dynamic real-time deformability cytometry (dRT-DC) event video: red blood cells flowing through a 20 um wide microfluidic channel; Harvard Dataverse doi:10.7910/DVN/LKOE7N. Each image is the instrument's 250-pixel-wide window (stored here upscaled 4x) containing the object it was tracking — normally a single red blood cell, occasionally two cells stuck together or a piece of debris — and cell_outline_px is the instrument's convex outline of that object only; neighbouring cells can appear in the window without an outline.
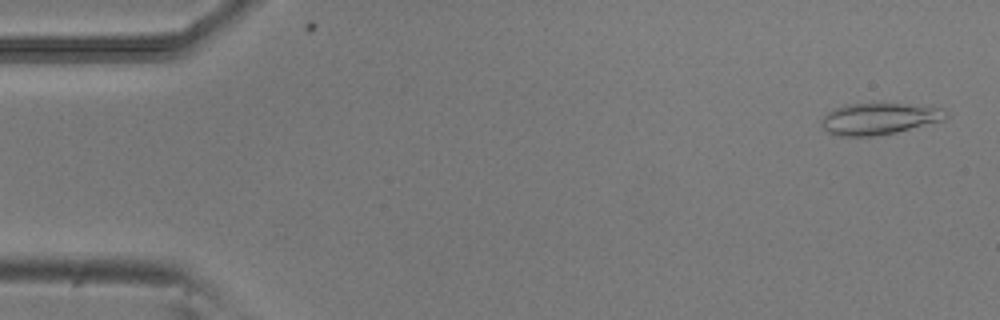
{"species": "common noctule bat (a hibernating species)", "species_latin": "Nyctalus noctula", "temperature_condition": "room temperature", "stored_images_in_passage": 51, "camera_frame_rate_fps": 3000, "um_per_image_px": 0.085, "animal": {"sex": "male", "body_mass_g": 20.5, "forearm_length_mm": 52.5}, "frame": {"image": 1, "passage_image": 2, "time_ms": 0.333, "image_size_px": [1000, 320], "cell_outline_px": [[948, 116], [944, 120], [896, 132], [876, 136], [840, 136], [828, 132], [820, 124], [820, 120], [828, 112], [844, 104], [904, 104], [940, 108], [948, 112]], "centroid_in_image_um": [74.7, 10.1], "position_along_channel_um": 10.3, "area_um2": 22.66}}
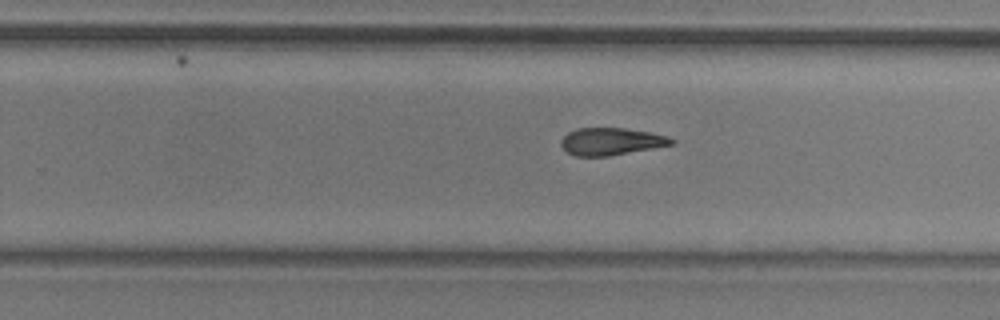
{"frame": {"image": 2, "passage_image": 32, "time_ms": 10.333, "image_size_px": [1000, 320], "cell_outline_px": [[676, 144], [608, 156], [576, 156], [568, 152], [560, 144], [560, 140], [568, 132], [576, 128], [624, 128], [648, 132], [668, 136], [676, 140]], "centroid_in_image_um": [51.96, 12.02], "position_along_channel_um": 277.8, "area_um2": 17.57}}
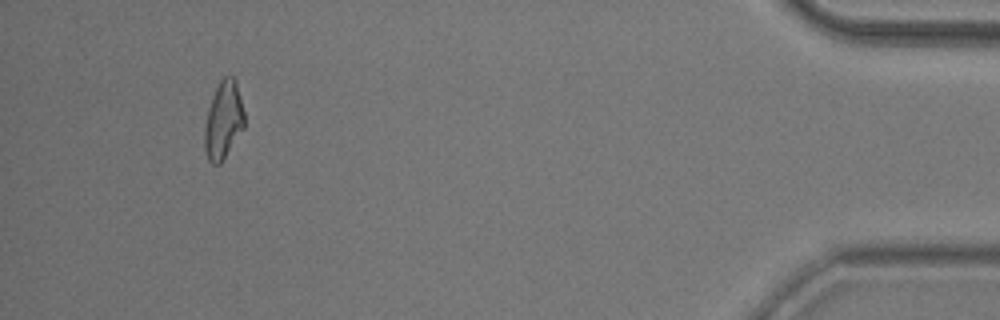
{"frame": {"image": 3, "passage_image": 48, "time_ms": 15.667, "image_size_px": [1000, 320], "cell_outline_px": [[244, 128], [220, 164], [212, 164], [208, 160], [204, 148], [204, 128], [208, 108], [212, 96], [220, 80], [224, 76], [232, 76], [236, 80], [244, 112]], "centroid_in_image_um": [18.98, 10.22], "position_along_channel_um": 416.2, "area_um2": 18.03}, "authors_computed_cell_mechanics": {"area_um2": 18.6694, "velocity_mm_per_s": 3.9035, "shape_relaxation_time_tau1_ms": 10.2011, "shape_relaxation_time_tau2_ms": 5.6884, "deformation_change_tau1": 0.2452, "deformation_change_tau2": 0.1664}}